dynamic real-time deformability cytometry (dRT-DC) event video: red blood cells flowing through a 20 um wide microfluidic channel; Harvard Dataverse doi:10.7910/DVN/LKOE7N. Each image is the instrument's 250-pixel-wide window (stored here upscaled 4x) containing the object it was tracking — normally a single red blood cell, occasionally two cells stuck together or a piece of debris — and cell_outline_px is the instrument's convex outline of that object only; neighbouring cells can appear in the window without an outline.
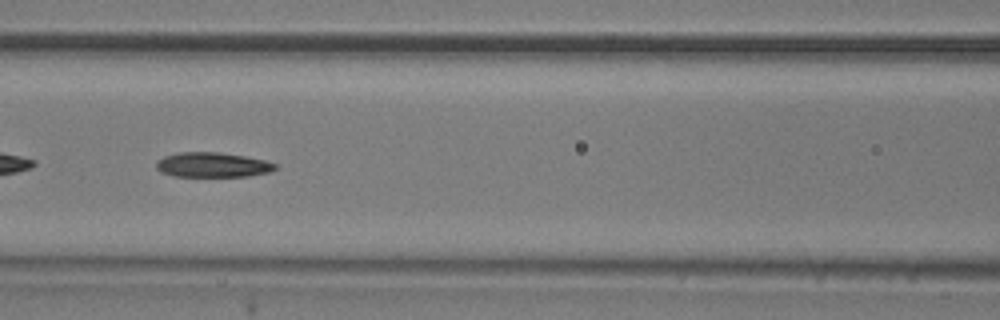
{"species": "common noctule bat (a hibernating species)", "species_latin": "Nyctalus noctula", "temperature_condition": "room temperature", "stored_images_in_passage": 53, "camera_frame_rate_fps": 3000, "um_per_image_px": 0.085, "animal": {"sex": "male", "body_mass_g": 20.5, "forearm_length_mm": 52.5}, "frame": {"image": 1, "passage_image": 23, "time_ms": 7.333, "image_size_px": [1000, 320], "cell_outline_px": [[276, 168], [268, 172], [248, 176], [176, 176], [160, 172], [156, 168], [156, 160], [164, 156], [180, 152], [220, 152], [244, 156], [264, 160], [276, 164]], "centroid_in_image_um": [18.02, 14.0], "position_along_channel_um": 148.6, "area_um2": 17.11}}
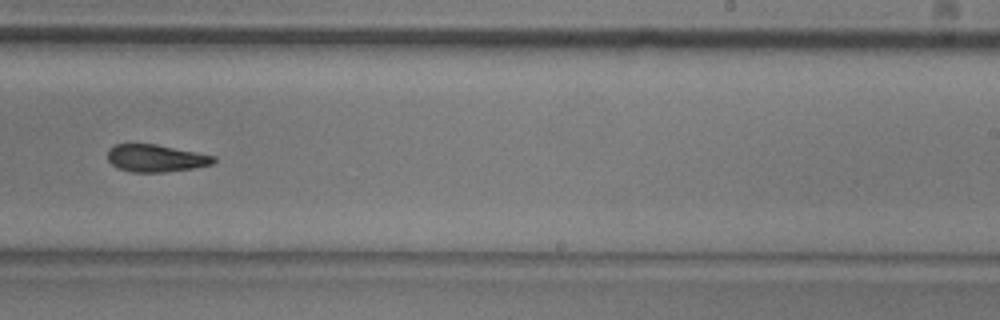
{"frame": {"image": 2, "passage_image": 33, "time_ms": 10.667, "image_size_px": [1000, 320], "cell_outline_px": [[216, 160], [212, 164], [192, 168], [160, 172], [132, 172], [120, 168], [112, 164], [108, 160], [108, 148], [116, 144], [156, 144], [216, 156]], "centroid_in_image_um": [13.24, 13.44], "position_along_channel_um": 275.8, "area_um2": 16.7}}
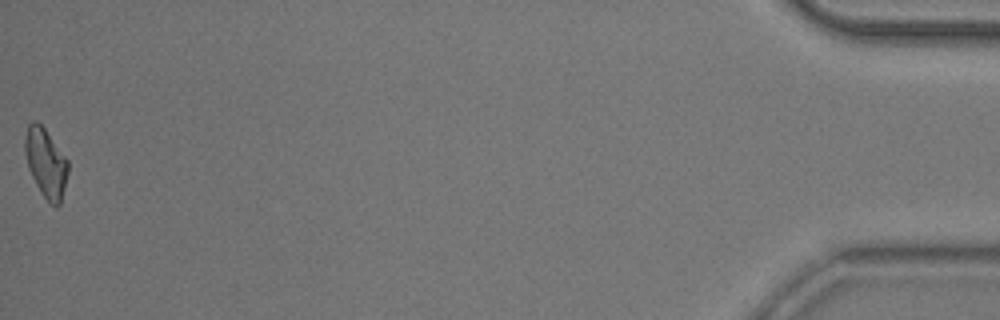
{"frame": {"image": 3, "passage_image": 53, "time_ms": 17.333, "image_size_px": [1000, 320], "cell_outline_px": [[68, 172], [60, 204], [56, 208], [44, 196], [36, 184], [28, 168], [24, 152], [24, 140], [28, 124], [32, 120], [36, 120], [44, 128], [68, 160]], "centroid_in_image_um": [3.88, 13.82], "position_along_channel_um": 431.3, "area_um2": 17.17}, "authors_computed_cell_mechanics": {"area_um2": 18.0336, "velocity_mm_per_s": 3.8274, "shape_relaxation_time_tau1_ms": 4.9996, "shape_relaxation_time_tau2_ms": 7.0516, "deformation_change_tau1": 0.1542, "deformation_change_tau2": 0.1667}}